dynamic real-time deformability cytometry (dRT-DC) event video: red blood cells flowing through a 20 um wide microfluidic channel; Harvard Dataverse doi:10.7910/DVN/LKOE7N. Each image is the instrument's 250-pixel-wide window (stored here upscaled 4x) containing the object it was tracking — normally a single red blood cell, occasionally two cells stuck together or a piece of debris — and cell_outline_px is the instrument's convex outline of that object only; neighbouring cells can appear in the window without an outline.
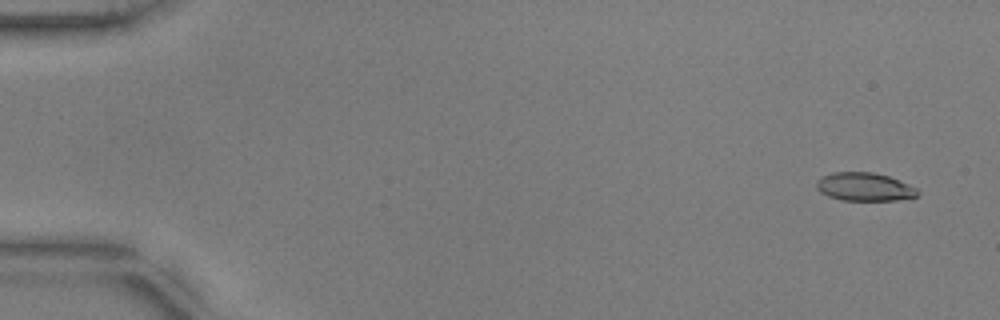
{"species": "common noctule bat (a hibernating species)", "species_latin": "Nyctalus noctula", "temperature_condition": "warm", "stored_images_in_passage": 54, "camera_frame_rate_fps": 3000, "um_per_image_px": 0.085, "animal": {"sex": "male", "body_mass_g": 17.9, "forearm_length_mm": 54.2}, "frame": {"image": 1, "passage_image": 3, "time_ms": 0.667, "image_size_px": [1000, 320], "cell_outline_px": [[920, 192], [916, 196], [896, 200], [840, 200], [828, 196], [820, 192], [816, 188], [816, 180], [820, 176], [832, 172], [872, 172], [888, 176], [908, 184], [916, 188]], "centroid_in_image_um": [73.42, 15.87], "position_along_channel_um": 11.6, "area_um2": 16.7}}
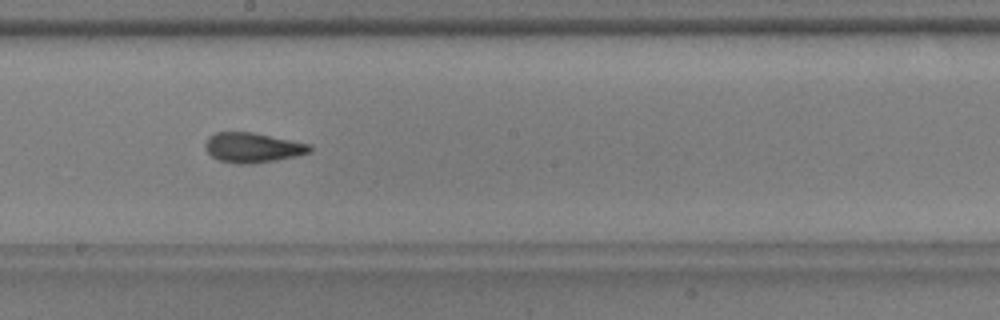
{"frame": {"image": 2, "passage_image": 31, "time_ms": 10.0, "image_size_px": [1000, 320], "cell_outline_px": [[312, 152], [296, 156], [276, 160], [252, 164], [240, 164], [220, 160], [212, 156], [204, 148], [204, 144], [208, 136], [216, 132], [252, 132], [312, 144]], "centroid_in_image_um": [21.49, 12.54], "position_along_channel_um": 226.7, "area_um2": 18.32}}
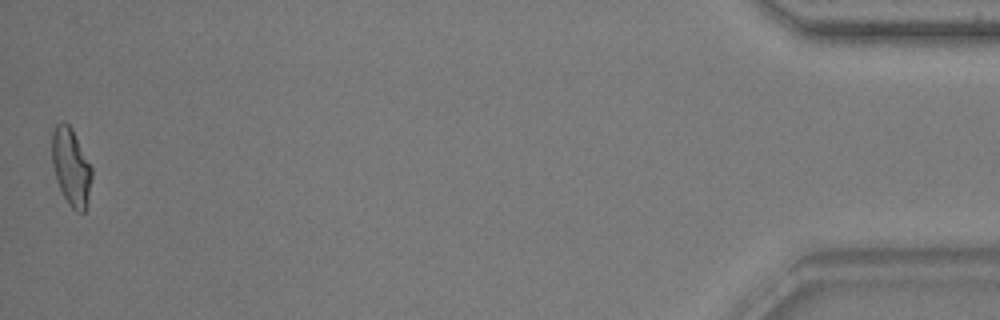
{"frame": {"image": 3, "passage_image": 54, "time_ms": 17.667, "image_size_px": [1000, 320], "cell_outline_px": [[92, 176], [88, 196], [84, 212], [76, 212], [68, 204], [56, 180], [52, 164], [52, 132], [56, 124], [68, 124], [72, 128], [92, 168]], "centroid_in_image_um": [6.03, 14.2], "position_along_channel_um": 429.2, "area_um2": 17.69}, "authors_computed_cell_mechanics": {"area_um2": 17.7735, "velocity_mm_per_s": 3.7703, "shape_relaxation_time_tau1_ms": 6.2493, "shape_relaxation_time_tau2_ms": 1.3447, "deformation_change_tau1": 0.2055, "deformation_change_tau2": 0.0864}}